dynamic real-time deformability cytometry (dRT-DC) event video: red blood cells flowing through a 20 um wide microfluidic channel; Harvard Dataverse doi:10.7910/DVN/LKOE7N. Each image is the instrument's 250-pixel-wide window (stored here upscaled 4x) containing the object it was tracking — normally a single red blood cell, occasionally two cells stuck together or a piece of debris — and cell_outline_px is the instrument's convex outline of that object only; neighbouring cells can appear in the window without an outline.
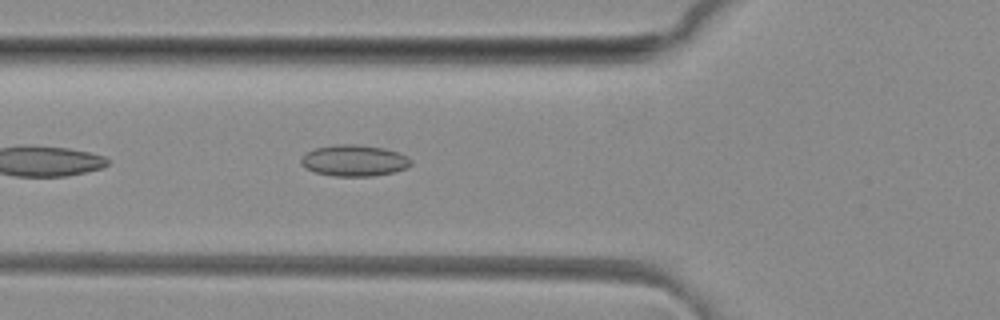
{"species": "common noctule bat (a hibernating species)", "species_latin": "Nyctalus noctula", "temperature_condition": "room temperature", "stored_images_in_passage": 32, "camera_frame_rate_fps": 3000, "um_per_image_px": 0.085, "animal": {"sex": "female", "body_mass_g": 29.2, "forearm_length_mm": 56.3}, "frame": {"image": 1, "passage_image": 5, "time_ms": 1.333, "image_size_px": [1000, 320], "cell_outline_px": [[412, 164], [404, 168], [392, 172], [372, 176], [332, 176], [316, 172], [304, 168], [300, 164], [300, 160], [312, 148], [336, 144], [360, 144], [384, 148], [400, 152], [408, 156], [412, 160]], "centroid_in_image_um": [30.1, 13.63], "position_along_channel_um": 95.7, "area_um2": 20.23}}
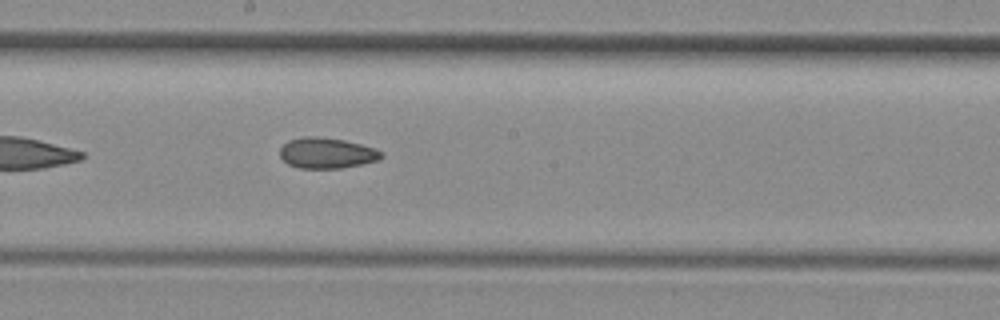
{"frame": {"image": 2, "passage_image": 14, "time_ms": 4.333, "image_size_px": [1000, 320], "cell_outline_px": [[384, 156], [376, 160], [360, 164], [340, 168], [300, 168], [288, 164], [280, 156], [280, 148], [288, 140], [304, 136], [316, 136], [344, 140], [376, 148], [384, 152]], "centroid_in_image_um": [27.77, 13.0], "position_along_channel_um": 220.4, "area_um2": 18.09}}
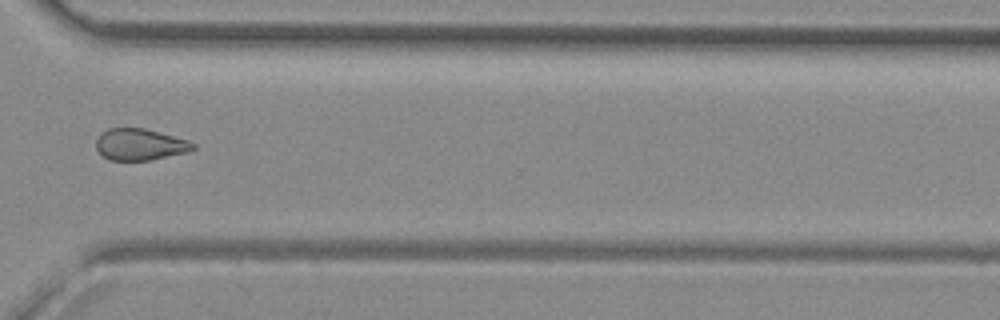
{"frame": {"image": 3, "passage_image": 24, "time_ms": 7.667, "image_size_px": [1000, 320], "cell_outline_px": [[196, 148], [188, 152], [152, 160], [108, 160], [96, 148], [96, 140], [108, 128], [144, 128], [188, 140], [196, 144]], "centroid_in_image_um": [11.93, 12.29], "position_along_channel_um": 358.7, "area_um2": 17.74}, "authors_computed_cell_mechanics": {"area_um2": 18.0047, "velocity_mm_per_s": 4.1503, "shape_relaxation_time_tau1_ms": null, "shape_relaxation_time_tau2_ms": 3.6593, "deformation_change_tau1": null, "deformation_change_tau2": 0.1044}}